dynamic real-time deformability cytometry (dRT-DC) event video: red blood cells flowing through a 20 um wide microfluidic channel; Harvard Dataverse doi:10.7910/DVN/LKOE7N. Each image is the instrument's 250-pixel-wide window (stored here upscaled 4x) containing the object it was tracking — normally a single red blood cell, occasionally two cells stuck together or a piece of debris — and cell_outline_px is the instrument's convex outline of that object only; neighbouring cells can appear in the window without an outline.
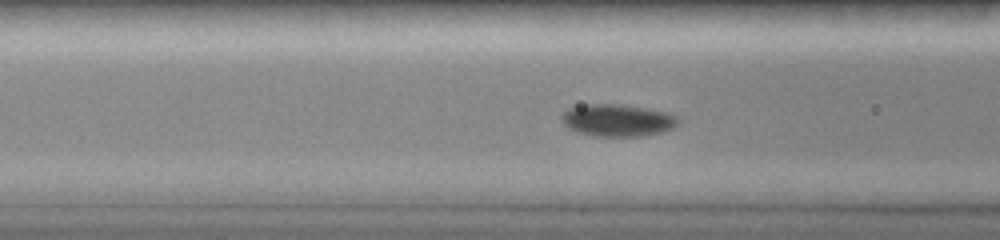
{"species": "common noctule bat (a hibernating species)", "species_latin": "Nyctalus noctula", "temperature_condition": "room temperature", "stored_images_in_passage": 42, "camera_frame_rate_fps": 3000, "um_per_image_px": 0.085, "animal": {"sex": "female", "body_mass_g": 19.0, "forearm_length_mm": 51.5}, "frame": {"image": 1, "passage_image": 11, "time_ms": 3.333, "image_size_px": [1000, 240], "cell_outline_px": [[680, 120], [672, 128], [664, 132], [644, 136], [592, 136], [576, 132], [568, 128], [560, 120], [560, 116], [568, 108], [588, 104], [616, 104], [644, 108], [668, 112], [676, 116]], "centroid_in_image_um": [52.46, 10.23], "position_along_channel_um": 114.1, "area_um2": 21.96}}
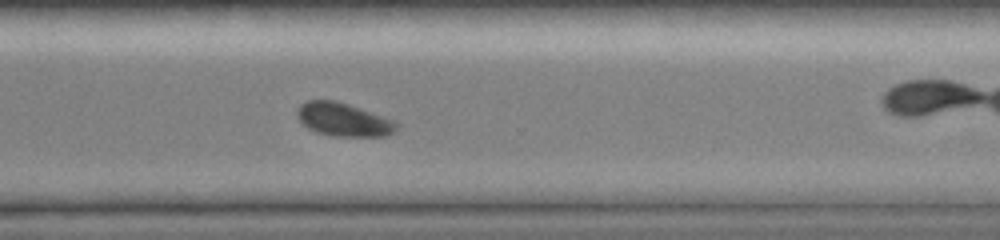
{"frame": {"image": 2, "passage_image": 28, "time_ms": 9.0, "image_size_px": [1000, 240], "cell_outline_px": [[400, 124], [392, 132], [384, 136], [332, 136], [316, 132], [308, 128], [296, 116], [296, 108], [300, 104], [308, 100], [336, 100], [396, 120]], "centroid_in_image_um": [29.18, 10.15], "position_along_channel_um": 341.4, "area_um2": 19.42}}
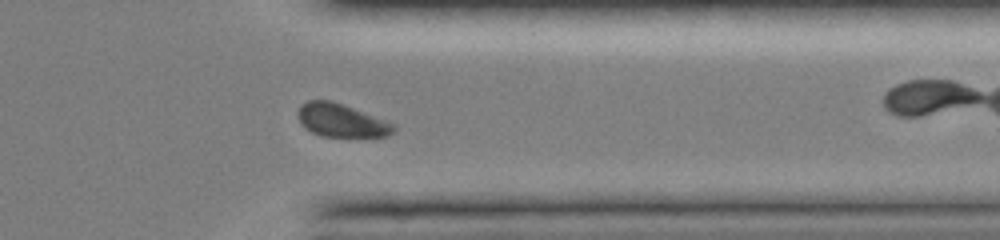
{"frame": {"image": 3, "passage_image": 31, "time_ms": 10.0, "image_size_px": [1000, 240], "cell_outline_px": [[396, 132], [388, 136], [324, 136], [312, 132], [304, 128], [300, 124], [296, 116], [296, 112], [300, 104], [308, 100], [332, 100], [388, 120], [396, 124]], "centroid_in_image_um": [29.01, 10.22], "position_along_channel_um": 382.4, "area_um2": 18.96}, "authors_computed_cell_mechanics": {"area_um2": 20.1722, "velocity_mm_per_s": 4.0131, "shape_relaxation_time_tau1_ms": 4.8746, "shape_relaxation_time_tau2_ms": null, "deformation_change_tau1": 0.0768, "deformation_change_tau2": null}}